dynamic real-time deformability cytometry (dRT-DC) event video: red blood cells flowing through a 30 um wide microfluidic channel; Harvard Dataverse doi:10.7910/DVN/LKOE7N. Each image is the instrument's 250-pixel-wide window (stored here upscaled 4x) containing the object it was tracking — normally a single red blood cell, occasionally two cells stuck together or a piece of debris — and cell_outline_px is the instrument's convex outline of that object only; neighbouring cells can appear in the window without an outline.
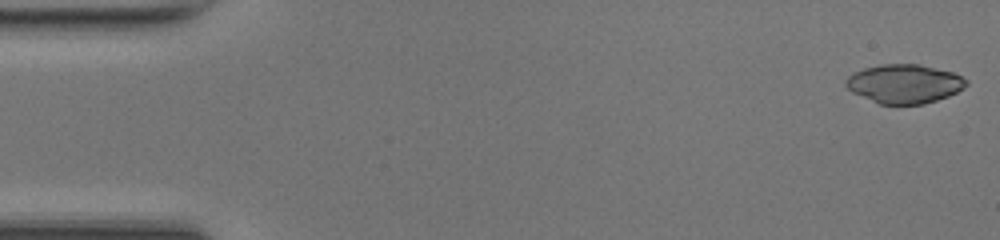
{"species": "common noctule bat (a hibernating species)", "species_latin": "Nyctalus noctula", "temperature_condition": "room temperature", "stored_images_in_passage": 48, "camera_frame_rate_fps": 3000, "um_per_image_px": 0.085, "animal": {"sex": "female", "body_mass_g": 17.0, "forearm_length_mm": 48.0}, "frame": {"image": 1, "passage_image": 1, "time_ms": 0.0, "image_size_px": [1000, 240], "cell_outline_px": [[968, 84], [964, 88], [948, 96], [924, 104], [880, 104], [852, 92], [844, 84], [844, 80], [848, 76], [864, 68], [880, 64], [920, 64], [952, 72], [968, 80]], "centroid_in_image_um": [76.87, 7.11], "position_along_channel_um": 8.1, "area_um2": 27.22}}